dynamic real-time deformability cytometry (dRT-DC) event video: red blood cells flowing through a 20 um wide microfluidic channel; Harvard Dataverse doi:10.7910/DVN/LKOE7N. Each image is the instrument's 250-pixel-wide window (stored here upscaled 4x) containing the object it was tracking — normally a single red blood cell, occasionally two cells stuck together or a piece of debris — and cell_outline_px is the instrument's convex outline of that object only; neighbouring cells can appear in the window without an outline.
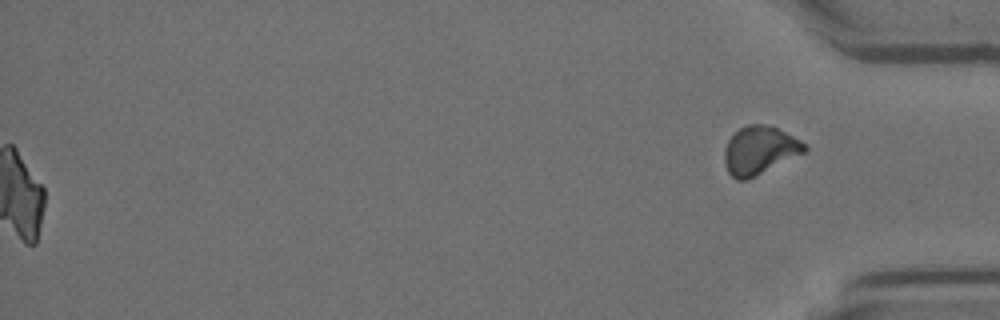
{"species": "Egyptian fruit bat (a non-hibernating species)", "species_latin": "Rousettus aegyptiacus", "temperature_condition": "room temperature", "stored_images_in_passage": 37, "segment_of_instrument_passage": [2, 2], "camera_frame_rate_fps": 3000, "um_per_image_px": 0.085, "animal": {"sex": "female"}, "frame": {"image": 1, "passage_image": 37, "time_ms": 12.0, "image_size_px": [1000, 320], "cell_outline_px": [[808, 148], [804, 152], [748, 180], [736, 180], [728, 172], [724, 160], [724, 152], [728, 140], [740, 128], [748, 124], [764, 124], [776, 128], [808, 144]], "centroid_in_image_um": [64.55, 12.79], "position_along_channel_um": 370.6, "area_um2": 22.25}}